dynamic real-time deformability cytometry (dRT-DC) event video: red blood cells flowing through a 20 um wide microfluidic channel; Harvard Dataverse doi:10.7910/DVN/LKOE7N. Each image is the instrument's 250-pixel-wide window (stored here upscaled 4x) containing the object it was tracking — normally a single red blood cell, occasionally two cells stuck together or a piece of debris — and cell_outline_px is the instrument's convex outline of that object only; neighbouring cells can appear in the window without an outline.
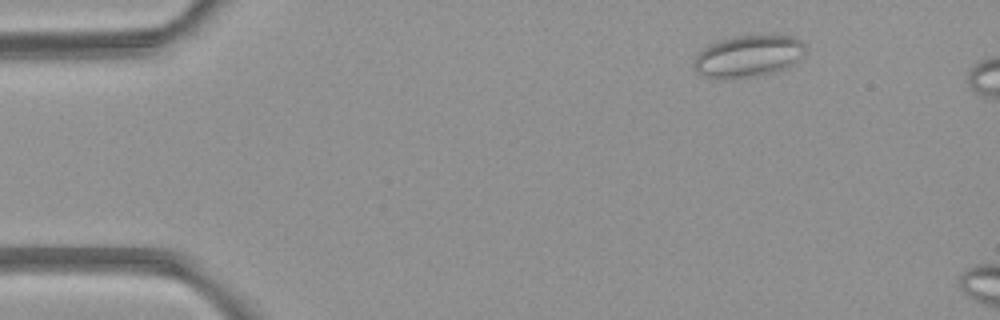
{"species": "common noctule bat (a hibernating species)", "species_latin": "Nyctalus noctula", "temperature_condition": "room temperature", "stored_images_in_passage": 3, "camera_frame_rate_fps": 3000, "um_per_image_px": 0.085, "animal": {"sex": "female", "body_mass_g": 21.9}, "frame": {"image": 1, "passage_image": 1, "time_ms": 0.0, "image_size_px": [1000, 320], "cell_outline_px": [[804, 56], [788, 68], [776, 72], [736, 80], [716, 80], [700, 76], [692, 68], [692, 64], [696, 56], [708, 44], [720, 40], [736, 36], [772, 32], [776, 32], [792, 36], [800, 40], [804, 44]], "centroid_in_image_um": [63.6, 4.78], "position_along_channel_um": 21.4, "area_um2": 28.73}}